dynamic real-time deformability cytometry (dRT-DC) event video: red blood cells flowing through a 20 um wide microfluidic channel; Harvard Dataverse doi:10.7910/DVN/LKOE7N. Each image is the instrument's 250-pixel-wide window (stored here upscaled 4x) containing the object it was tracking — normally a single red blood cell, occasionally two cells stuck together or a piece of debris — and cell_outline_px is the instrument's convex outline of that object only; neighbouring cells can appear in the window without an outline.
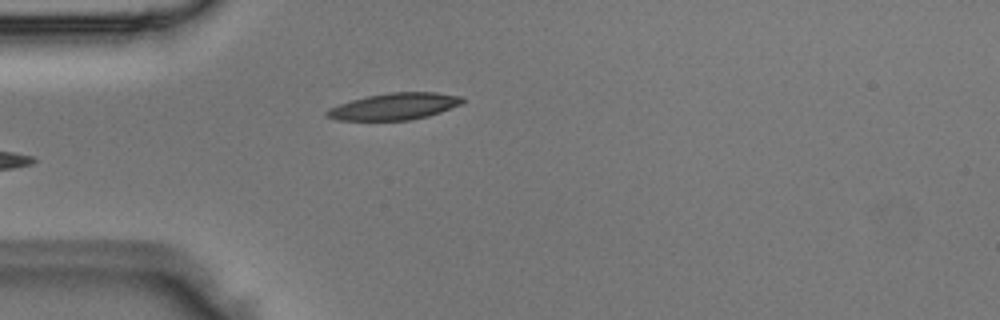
{"species": "Egyptian fruit bat (a non-hibernating species)", "species_latin": "Rousettus aegyptiacus", "temperature_condition": "room temperature", "stored_images_in_passage": 4, "camera_frame_rate_fps": 3000, "um_per_image_px": 0.085, "animal": {"sex": "male"}, "frame": {"image": 1, "passage_image": 4, "time_ms": 1.0, "image_size_px": [1000, 320], "cell_outline_px": [[464, 100], [460, 104], [440, 112], [428, 116], [408, 120], [336, 120], [324, 116], [324, 112], [328, 108], [352, 100], [368, 96], [392, 92], [436, 92], [464, 96]], "centroid_in_image_um": [33.51, 9.04], "position_along_channel_um": 51.5, "area_um2": 21.04}}